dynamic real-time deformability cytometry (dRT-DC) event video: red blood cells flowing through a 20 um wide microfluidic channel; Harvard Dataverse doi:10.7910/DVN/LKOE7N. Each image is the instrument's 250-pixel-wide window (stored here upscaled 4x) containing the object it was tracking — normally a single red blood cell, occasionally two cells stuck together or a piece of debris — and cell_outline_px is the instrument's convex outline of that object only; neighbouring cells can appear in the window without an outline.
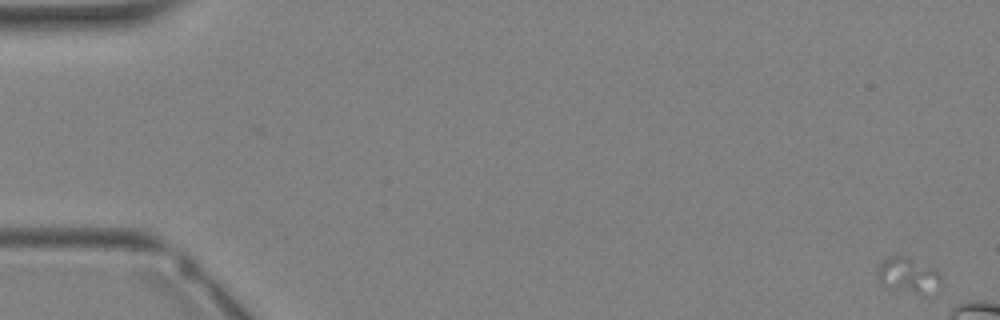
{"species": "Egyptian fruit bat (a non-hibernating species)", "species_latin": "Rousettus aegyptiacus", "temperature_condition": "warm", "stored_images_in_passage": 7, "camera_frame_rate_fps": 3000, "um_per_image_px": 0.085, "animal": {"sex": "female"}, "frame": {"image": 1, "passage_image": 1, "time_ms": 0.0, "image_size_px": [1000, 320], "cell_outline_px": [[940, 284], [916, 292], [880, 284], [880, 268], [884, 260], [892, 256], [908, 256], [936, 268], [940, 276]], "centroid_in_image_um": [77.2, 23.29], "position_along_channel_um": 7.8, "area_um2": 11.85}}